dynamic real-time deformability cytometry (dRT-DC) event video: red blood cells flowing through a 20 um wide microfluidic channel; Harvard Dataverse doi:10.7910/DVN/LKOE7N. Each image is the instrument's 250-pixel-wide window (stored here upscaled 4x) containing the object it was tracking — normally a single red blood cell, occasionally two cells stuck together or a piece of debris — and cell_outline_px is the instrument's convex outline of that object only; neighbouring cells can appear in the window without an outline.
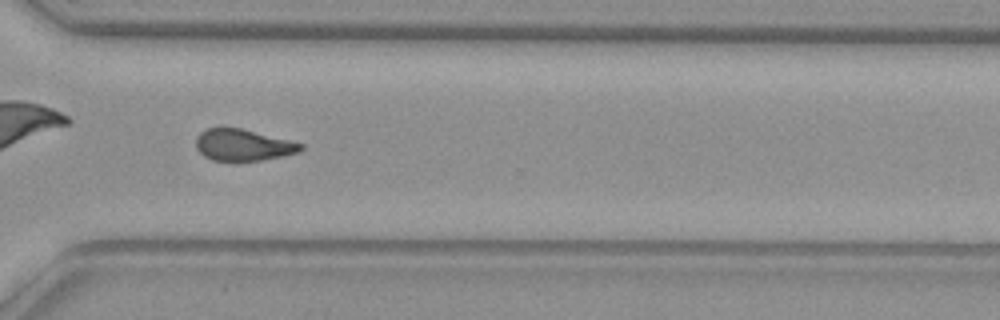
{"species": "common noctule bat (a hibernating species)", "species_latin": "Nyctalus noctula", "temperature_condition": "warm", "stored_images_in_passage": 50, "camera_frame_rate_fps": 3000, "um_per_image_px": 0.085, "animal": {"sex": "female", "body_mass_g": 29.2, "forearm_length_mm": 56.3}, "frame": {"image": 1, "passage_image": 36, "time_ms": 11.667, "image_size_px": [1000, 320], "cell_outline_px": [[304, 148], [300, 152], [284, 156], [236, 164], [212, 160], [204, 156], [196, 148], [196, 136], [200, 132], [208, 128], [224, 124], [304, 144]], "centroid_in_image_um": [20.61, 12.34], "position_along_channel_um": 350.0, "area_um2": 20.23}}
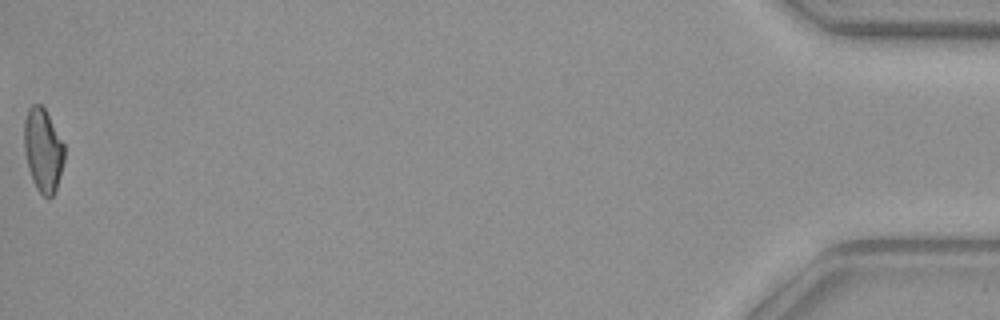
{"frame": {"image": 2, "passage_image": 50, "time_ms": 16.333, "image_size_px": [1000, 320], "cell_outline_px": [[64, 160], [56, 188], [52, 196], [48, 200], [36, 188], [32, 180], [28, 168], [24, 152], [24, 120], [28, 108], [32, 104], [40, 104], [44, 108], [64, 144]], "centroid_in_image_um": [3.64, 12.76], "position_along_channel_um": 431.6, "area_um2": 19.48}, "authors_computed_cell_mechanics": {"area_um2": 20.3167, "velocity_mm_per_s": 3.9742, "shape_relaxation_time_tau1_ms": null, "shape_relaxation_time_tau2_ms": 3.1897, "deformation_change_tau1": null, "deformation_change_tau2": 0.0908}}